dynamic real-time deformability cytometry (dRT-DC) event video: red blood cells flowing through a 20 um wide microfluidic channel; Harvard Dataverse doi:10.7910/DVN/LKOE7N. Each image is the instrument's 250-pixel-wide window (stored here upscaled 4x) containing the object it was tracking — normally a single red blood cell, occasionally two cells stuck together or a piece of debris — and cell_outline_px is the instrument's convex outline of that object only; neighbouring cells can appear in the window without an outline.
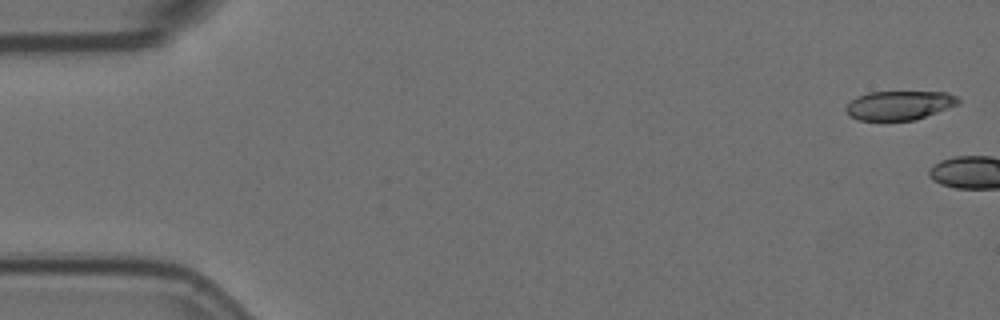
{"species": "Egyptian fruit bat (a non-hibernating species)", "species_latin": "Rousettus aegyptiacus", "temperature_condition": "room temperature", "stored_images_in_passage": 2, "camera_frame_rate_fps": 3000, "um_per_image_px": 0.085, "animal": {"sex": "female"}, "frame": {"image": 1, "passage_image": 1, "time_ms": 0.0, "image_size_px": [1000, 320], "cell_outline_px": [[960, 104], [916, 120], [860, 120], [848, 116], [844, 108], [856, 96], [868, 92], [948, 92], [956, 96], [960, 100]], "centroid_in_image_um": [76.45, 8.95], "position_along_channel_um": 8.6, "area_um2": 19.19}}